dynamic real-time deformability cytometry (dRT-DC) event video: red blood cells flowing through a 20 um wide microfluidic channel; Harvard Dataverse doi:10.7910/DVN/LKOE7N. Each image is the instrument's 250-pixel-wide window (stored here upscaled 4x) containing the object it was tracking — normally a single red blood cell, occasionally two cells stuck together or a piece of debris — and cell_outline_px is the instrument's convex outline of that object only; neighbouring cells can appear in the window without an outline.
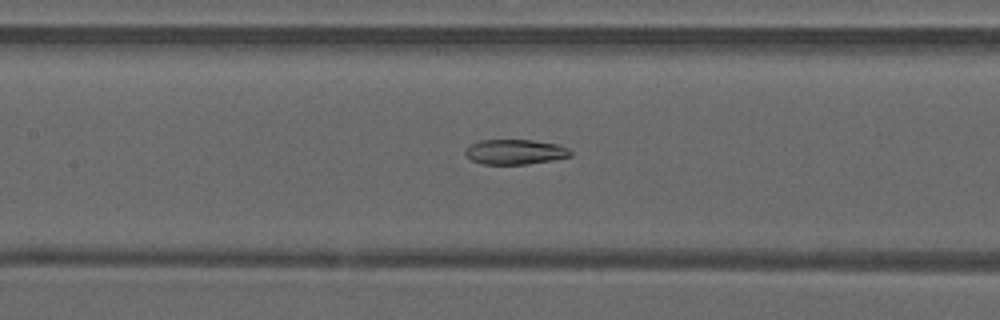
{"species": "common noctule bat (a hibernating species)", "species_latin": "Nyctalus noctula", "temperature_condition": "warm", "stored_images_in_passage": 38, "camera_frame_rate_fps": 3000, "um_per_image_px": 0.085, "animal": {"sex": "male", "forearm_length_mm": 52.5}, "frame": {"image": 1, "passage_image": 12, "time_ms": 3.667, "image_size_px": [1000, 320], "cell_outline_px": [[572, 156], [552, 160], [524, 164], [484, 164], [472, 160], [464, 152], [472, 144], [480, 140], [532, 140], [560, 144], [568, 148], [572, 152]], "centroid_in_image_um": [43.84, 12.9], "position_along_channel_um": 163.6, "area_um2": 15.2}}
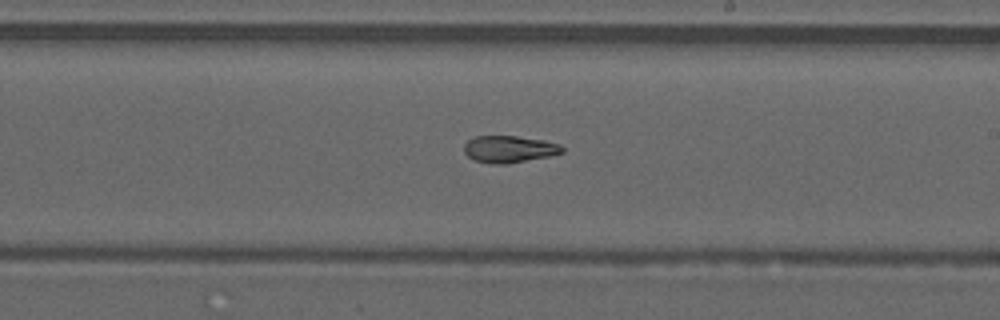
{"frame": {"image": 2, "passage_image": 18, "time_ms": 5.667, "image_size_px": [1000, 320], "cell_outline_px": [[564, 152], [548, 156], [508, 164], [492, 164], [476, 160], [468, 156], [464, 152], [464, 144], [468, 140], [476, 136], [516, 136], [544, 140], [560, 144], [564, 148]], "centroid_in_image_um": [43.29, 12.67], "position_along_channel_um": 245.7, "area_um2": 15.37}}
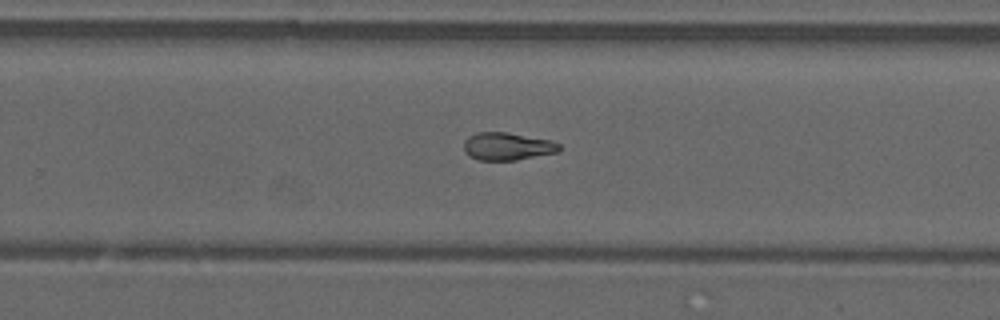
{"frame": {"image": 3, "passage_image": 21, "time_ms": 6.667, "image_size_px": [1000, 320], "cell_outline_px": [[560, 148], [556, 152], [516, 160], [480, 160], [468, 156], [464, 152], [464, 140], [468, 136], [476, 132], [508, 132], [552, 140], [560, 144]], "centroid_in_image_um": [43.09, 12.43], "position_along_channel_um": 286.7, "area_um2": 15.49}, "authors_computed_cell_mechanics": {"area_um2": 16.0684, "velocity_mm_per_s": 4.1205, "shape_relaxation_time_tau1_ms": null, "shape_relaxation_time_tau2_ms": 4.1361, "deformation_change_tau1": null, "deformation_change_tau2": 0.1085}}